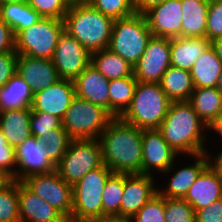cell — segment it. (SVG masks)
Listing matches in <instances>:
<instances>
[{
	"label": "cell",
	"instance_id": "f5cc1de1",
	"mask_svg": "<svg viewBox=\"0 0 222 222\" xmlns=\"http://www.w3.org/2000/svg\"><path fill=\"white\" fill-rule=\"evenodd\" d=\"M92 0H65L67 5L74 6V5H85V4H90Z\"/></svg>",
	"mask_w": 222,
	"mask_h": 222
},
{
	"label": "cell",
	"instance_id": "5b68a950",
	"mask_svg": "<svg viewBox=\"0 0 222 222\" xmlns=\"http://www.w3.org/2000/svg\"><path fill=\"white\" fill-rule=\"evenodd\" d=\"M152 36L144 14L135 12L129 17L114 19L108 49L134 67Z\"/></svg>",
	"mask_w": 222,
	"mask_h": 222
},
{
	"label": "cell",
	"instance_id": "e0dca14e",
	"mask_svg": "<svg viewBox=\"0 0 222 222\" xmlns=\"http://www.w3.org/2000/svg\"><path fill=\"white\" fill-rule=\"evenodd\" d=\"M75 96L73 81L60 79L33 95L31 110L55 115L62 120Z\"/></svg>",
	"mask_w": 222,
	"mask_h": 222
},
{
	"label": "cell",
	"instance_id": "60d3db41",
	"mask_svg": "<svg viewBox=\"0 0 222 222\" xmlns=\"http://www.w3.org/2000/svg\"><path fill=\"white\" fill-rule=\"evenodd\" d=\"M16 153L0 130V172L8 179L16 180Z\"/></svg>",
	"mask_w": 222,
	"mask_h": 222
},
{
	"label": "cell",
	"instance_id": "7402d4cb",
	"mask_svg": "<svg viewBox=\"0 0 222 222\" xmlns=\"http://www.w3.org/2000/svg\"><path fill=\"white\" fill-rule=\"evenodd\" d=\"M210 157L213 156L207 152L193 155L191 158L196 159L195 163L176 169L169 178L166 189H158V193L167 198H184L200 173L210 164Z\"/></svg>",
	"mask_w": 222,
	"mask_h": 222
},
{
	"label": "cell",
	"instance_id": "277c9868",
	"mask_svg": "<svg viewBox=\"0 0 222 222\" xmlns=\"http://www.w3.org/2000/svg\"><path fill=\"white\" fill-rule=\"evenodd\" d=\"M171 103L160 83L137 82L131 104L119 118L138 129H158Z\"/></svg>",
	"mask_w": 222,
	"mask_h": 222
},
{
	"label": "cell",
	"instance_id": "9c48e42d",
	"mask_svg": "<svg viewBox=\"0 0 222 222\" xmlns=\"http://www.w3.org/2000/svg\"><path fill=\"white\" fill-rule=\"evenodd\" d=\"M112 173L103 163L73 185V215L87 219L103 216L101 197L106 181Z\"/></svg>",
	"mask_w": 222,
	"mask_h": 222
},
{
	"label": "cell",
	"instance_id": "bcb514c9",
	"mask_svg": "<svg viewBox=\"0 0 222 222\" xmlns=\"http://www.w3.org/2000/svg\"><path fill=\"white\" fill-rule=\"evenodd\" d=\"M166 0H133L134 9L136 13L143 14L151 7L161 4Z\"/></svg>",
	"mask_w": 222,
	"mask_h": 222
},
{
	"label": "cell",
	"instance_id": "ee69618b",
	"mask_svg": "<svg viewBox=\"0 0 222 222\" xmlns=\"http://www.w3.org/2000/svg\"><path fill=\"white\" fill-rule=\"evenodd\" d=\"M195 222H222V198L195 212Z\"/></svg>",
	"mask_w": 222,
	"mask_h": 222
},
{
	"label": "cell",
	"instance_id": "44dd1931",
	"mask_svg": "<svg viewBox=\"0 0 222 222\" xmlns=\"http://www.w3.org/2000/svg\"><path fill=\"white\" fill-rule=\"evenodd\" d=\"M109 82L91 64L73 81L75 95L109 112Z\"/></svg>",
	"mask_w": 222,
	"mask_h": 222
},
{
	"label": "cell",
	"instance_id": "9f6ffc18",
	"mask_svg": "<svg viewBox=\"0 0 222 222\" xmlns=\"http://www.w3.org/2000/svg\"><path fill=\"white\" fill-rule=\"evenodd\" d=\"M7 180L8 178L0 172V186L4 184Z\"/></svg>",
	"mask_w": 222,
	"mask_h": 222
},
{
	"label": "cell",
	"instance_id": "4dcf8cb0",
	"mask_svg": "<svg viewBox=\"0 0 222 222\" xmlns=\"http://www.w3.org/2000/svg\"><path fill=\"white\" fill-rule=\"evenodd\" d=\"M42 16L27 2L6 3L0 5V19L12 28L16 36L21 30L37 23Z\"/></svg>",
	"mask_w": 222,
	"mask_h": 222
},
{
	"label": "cell",
	"instance_id": "9a60e30c",
	"mask_svg": "<svg viewBox=\"0 0 222 222\" xmlns=\"http://www.w3.org/2000/svg\"><path fill=\"white\" fill-rule=\"evenodd\" d=\"M148 28L155 37H181V0H166L144 13Z\"/></svg>",
	"mask_w": 222,
	"mask_h": 222
},
{
	"label": "cell",
	"instance_id": "2e32d148",
	"mask_svg": "<svg viewBox=\"0 0 222 222\" xmlns=\"http://www.w3.org/2000/svg\"><path fill=\"white\" fill-rule=\"evenodd\" d=\"M154 177L153 175L124 173V192L120 204L121 217L132 218L158 193Z\"/></svg>",
	"mask_w": 222,
	"mask_h": 222
},
{
	"label": "cell",
	"instance_id": "83f0119b",
	"mask_svg": "<svg viewBox=\"0 0 222 222\" xmlns=\"http://www.w3.org/2000/svg\"><path fill=\"white\" fill-rule=\"evenodd\" d=\"M222 71V61L210 46L194 63L190 70L194 88L216 87Z\"/></svg>",
	"mask_w": 222,
	"mask_h": 222
},
{
	"label": "cell",
	"instance_id": "ffe728a7",
	"mask_svg": "<svg viewBox=\"0 0 222 222\" xmlns=\"http://www.w3.org/2000/svg\"><path fill=\"white\" fill-rule=\"evenodd\" d=\"M21 222H60L63 214L18 181Z\"/></svg>",
	"mask_w": 222,
	"mask_h": 222
},
{
	"label": "cell",
	"instance_id": "b9f144b4",
	"mask_svg": "<svg viewBox=\"0 0 222 222\" xmlns=\"http://www.w3.org/2000/svg\"><path fill=\"white\" fill-rule=\"evenodd\" d=\"M222 37V0L210 1L206 20V38Z\"/></svg>",
	"mask_w": 222,
	"mask_h": 222
},
{
	"label": "cell",
	"instance_id": "11a10c76",
	"mask_svg": "<svg viewBox=\"0 0 222 222\" xmlns=\"http://www.w3.org/2000/svg\"><path fill=\"white\" fill-rule=\"evenodd\" d=\"M216 88L222 93V71L218 77Z\"/></svg>",
	"mask_w": 222,
	"mask_h": 222
},
{
	"label": "cell",
	"instance_id": "f1b7e54d",
	"mask_svg": "<svg viewBox=\"0 0 222 222\" xmlns=\"http://www.w3.org/2000/svg\"><path fill=\"white\" fill-rule=\"evenodd\" d=\"M160 85L172 102L188 101L194 91L190 71L174 66L165 71Z\"/></svg>",
	"mask_w": 222,
	"mask_h": 222
},
{
	"label": "cell",
	"instance_id": "816d5d0a",
	"mask_svg": "<svg viewBox=\"0 0 222 222\" xmlns=\"http://www.w3.org/2000/svg\"><path fill=\"white\" fill-rule=\"evenodd\" d=\"M207 129L214 130L216 133L222 136V116L218 118L217 120L213 121Z\"/></svg>",
	"mask_w": 222,
	"mask_h": 222
},
{
	"label": "cell",
	"instance_id": "74e56055",
	"mask_svg": "<svg viewBox=\"0 0 222 222\" xmlns=\"http://www.w3.org/2000/svg\"><path fill=\"white\" fill-rule=\"evenodd\" d=\"M165 197L155 194L132 218L131 222H165Z\"/></svg>",
	"mask_w": 222,
	"mask_h": 222
},
{
	"label": "cell",
	"instance_id": "ab89813d",
	"mask_svg": "<svg viewBox=\"0 0 222 222\" xmlns=\"http://www.w3.org/2000/svg\"><path fill=\"white\" fill-rule=\"evenodd\" d=\"M27 3L42 17L59 20H64L69 7L65 0H28Z\"/></svg>",
	"mask_w": 222,
	"mask_h": 222
},
{
	"label": "cell",
	"instance_id": "8fae6325",
	"mask_svg": "<svg viewBox=\"0 0 222 222\" xmlns=\"http://www.w3.org/2000/svg\"><path fill=\"white\" fill-rule=\"evenodd\" d=\"M51 61L60 79L74 81L91 63V53L64 30Z\"/></svg>",
	"mask_w": 222,
	"mask_h": 222
},
{
	"label": "cell",
	"instance_id": "5bb4252c",
	"mask_svg": "<svg viewBox=\"0 0 222 222\" xmlns=\"http://www.w3.org/2000/svg\"><path fill=\"white\" fill-rule=\"evenodd\" d=\"M16 180L23 181L32 175L50 173L56 167L49 160L41 140L35 136L25 139L16 149Z\"/></svg>",
	"mask_w": 222,
	"mask_h": 222
},
{
	"label": "cell",
	"instance_id": "3957f363",
	"mask_svg": "<svg viewBox=\"0 0 222 222\" xmlns=\"http://www.w3.org/2000/svg\"><path fill=\"white\" fill-rule=\"evenodd\" d=\"M114 19L90 4L68 7L64 30L90 53L108 48Z\"/></svg>",
	"mask_w": 222,
	"mask_h": 222
},
{
	"label": "cell",
	"instance_id": "7dc6e473",
	"mask_svg": "<svg viewBox=\"0 0 222 222\" xmlns=\"http://www.w3.org/2000/svg\"><path fill=\"white\" fill-rule=\"evenodd\" d=\"M91 222H131L129 218L117 215L101 216L91 219Z\"/></svg>",
	"mask_w": 222,
	"mask_h": 222
},
{
	"label": "cell",
	"instance_id": "d6a6232c",
	"mask_svg": "<svg viewBox=\"0 0 222 222\" xmlns=\"http://www.w3.org/2000/svg\"><path fill=\"white\" fill-rule=\"evenodd\" d=\"M0 222H21L18 181L8 179L0 186Z\"/></svg>",
	"mask_w": 222,
	"mask_h": 222
},
{
	"label": "cell",
	"instance_id": "d590c367",
	"mask_svg": "<svg viewBox=\"0 0 222 222\" xmlns=\"http://www.w3.org/2000/svg\"><path fill=\"white\" fill-rule=\"evenodd\" d=\"M165 222H195V211L183 198L165 197Z\"/></svg>",
	"mask_w": 222,
	"mask_h": 222
},
{
	"label": "cell",
	"instance_id": "484cf974",
	"mask_svg": "<svg viewBox=\"0 0 222 222\" xmlns=\"http://www.w3.org/2000/svg\"><path fill=\"white\" fill-rule=\"evenodd\" d=\"M188 102L207 127L222 116V93L216 87L194 88Z\"/></svg>",
	"mask_w": 222,
	"mask_h": 222
},
{
	"label": "cell",
	"instance_id": "4fadbf2b",
	"mask_svg": "<svg viewBox=\"0 0 222 222\" xmlns=\"http://www.w3.org/2000/svg\"><path fill=\"white\" fill-rule=\"evenodd\" d=\"M177 156L158 129L143 130L141 174L153 175L154 169L171 173Z\"/></svg>",
	"mask_w": 222,
	"mask_h": 222
},
{
	"label": "cell",
	"instance_id": "cb8c5ba5",
	"mask_svg": "<svg viewBox=\"0 0 222 222\" xmlns=\"http://www.w3.org/2000/svg\"><path fill=\"white\" fill-rule=\"evenodd\" d=\"M31 109L8 110L0 113V130L7 142L15 149L32 136L30 129Z\"/></svg>",
	"mask_w": 222,
	"mask_h": 222
},
{
	"label": "cell",
	"instance_id": "30bf717a",
	"mask_svg": "<svg viewBox=\"0 0 222 222\" xmlns=\"http://www.w3.org/2000/svg\"><path fill=\"white\" fill-rule=\"evenodd\" d=\"M22 183L63 215L72 214L73 186L66 183L60 177L57 170L50 173L32 175L25 178Z\"/></svg>",
	"mask_w": 222,
	"mask_h": 222
},
{
	"label": "cell",
	"instance_id": "7bdbcfd3",
	"mask_svg": "<svg viewBox=\"0 0 222 222\" xmlns=\"http://www.w3.org/2000/svg\"><path fill=\"white\" fill-rule=\"evenodd\" d=\"M17 56L16 51L0 55V87L4 86L17 73Z\"/></svg>",
	"mask_w": 222,
	"mask_h": 222
},
{
	"label": "cell",
	"instance_id": "1f68e13d",
	"mask_svg": "<svg viewBox=\"0 0 222 222\" xmlns=\"http://www.w3.org/2000/svg\"><path fill=\"white\" fill-rule=\"evenodd\" d=\"M137 80L134 75L109 82V113L119 118L130 106L135 94Z\"/></svg>",
	"mask_w": 222,
	"mask_h": 222
},
{
	"label": "cell",
	"instance_id": "f6af8a7d",
	"mask_svg": "<svg viewBox=\"0 0 222 222\" xmlns=\"http://www.w3.org/2000/svg\"><path fill=\"white\" fill-rule=\"evenodd\" d=\"M15 51V35L12 28L0 19V55Z\"/></svg>",
	"mask_w": 222,
	"mask_h": 222
},
{
	"label": "cell",
	"instance_id": "7a4b0ae2",
	"mask_svg": "<svg viewBox=\"0 0 222 222\" xmlns=\"http://www.w3.org/2000/svg\"><path fill=\"white\" fill-rule=\"evenodd\" d=\"M206 128L208 127L199 118L192 105L188 101H180L170 104L158 130L178 155L191 157L209 153L205 148Z\"/></svg>",
	"mask_w": 222,
	"mask_h": 222
},
{
	"label": "cell",
	"instance_id": "4316f807",
	"mask_svg": "<svg viewBox=\"0 0 222 222\" xmlns=\"http://www.w3.org/2000/svg\"><path fill=\"white\" fill-rule=\"evenodd\" d=\"M33 92L23 78L15 73L0 87V113L8 110L31 109Z\"/></svg>",
	"mask_w": 222,
	"mask_h": 222
},
{
	"label": "cell",
	"instance_id": "836d02e7",
	"mask_svg": "<svg viewBox=\"0 0 222 222\" xmlns=\"http://www.w3.org/2000/svg\"><path fill=\"white\" fill-rule=\"evenodd\" d=\"M124 192V173H112L102 194L103 216H120L121 197Z\"/></svg>",
	"mask_w": 222,
	"mask_h": 222
},
{
	"label": "cell",
	"instance_id": "ac0fdd59",
	"mask_svg": "<svg viewBox=\"0 0 222 222\" xmlns=\"http://www.w3.org/2000/svg\"><path fill=\"white\" fill-rule=\"evenodd\" d=\"M17 74L30 86L33 94L60 80L51 59L35 58L18 54Z\"/></svg>",
	"mask_w": 222,
	"mask_h": 222
},
{
	"label": "cell",
	"instance_id": "681fc988",
	"mask_svg": "<svg viewBox=\"0 0 222 222\" xmlns=\"http://www.w3.org/2000/svg\"><path fill=\"white\" fill-rule=\"evenodd\" d=\"M211 47L215 50L217 57L222 61V37L212 40Z\"/></svg>",
	"mask_w": 222,
	"mask_h": 222
},
{
	"label": "cell",
	"instance_id": "f546056e",
	"mask_svg": "<svg viewBox=\"0 0 222 222\" xmlns=\"http://www.w3.org/2000/svg\"><path fill=\"white\" fill-rule=\"evenodd\" d=\"M90 64L108 80L133 75V66L108 48L92 52Z\"/></svg>",
	"mask_w": 222,
	"mask_h": 222
},
{
	"label": "cell",
	"instance_id": "c3c4849f",
	"mask_svg": "<svg viewBox=\"0 0 222 222\" xmlns=\"http://www.w3.org/2000/svg\"><path fill=\"white\" fill-rule=\"evenodd\" d=\"M210 164L222 177V151L214 159L210 158Z\"/></svg>",
	"mask_w": 222,
	"mask_h": 222
},
{
	"label": "cell",
	"instance_id": "8992f818",
	"mask_svg": "<svg viewBox=\"0 0 222 222\" xmlns=\"http://www.w3.org/2000/svg\"><path fill=\"white\" fill-rule=\"evenodd\" d=\"M113 119L106 109L75 96L62 126L73 140L98 139Z\"/></svg>",
	"mask_w": 222,
	"mask_h": 222
},
{
	"label": "cell",
	"instance_id": "7c38bea8",
	"mask_svg": "<svg viewBox=\"0 0 222 222\" xmlns=\"http://www.w3.org/2000/svg\"><path fill=\"white\" fill-rule=\"evenodd\" d=\"M170 66V38L152 36L141 58L133 67V75L138 82L160 83Z\"/></svg>",
	"mask_w": 222,
	"mask_h": 222
},
{
	"label": "cell",
	"instance_id": "ba28073f",
	"mask_svg": "<svg viewBox=\"0 0 222 222\" xmlns=\"http://www.w3.org/2000/svg\"><path fill=\"white\" fill-rule=\"evenodd\" d=\"M103 164L98 139L72 140L56 170L69 185H75L89 171Z\"/></svg>",
	"mask_w": 222,
	"mask_h": 222
},
{
	"label": "cell",
	"instance_id": "52a82bcc",
	"mask_svg": "<svg viewBox=\"0 0 222 222\" xmlns=\"http://www.w3.org/2000/svg\"><path fill=\"white\" fill-rule=\"evenodd\" d=\"M63 31L64 20L42 17L15 36V51L30 57L51 59Z\"/></svg>",
	"mask_w": 222,
	"mask_h": 222
},
{
	"label": "cell",
	"instance_id": "e575fe53",
	"mask_svg": "<svg viewBox=\"0 0 222 222\" xmlns=\"http://www.w3.org/2000/svg\"><path fill=\"white\" fill-rule=\"evenodd\" d=\"M39 140L42 141L44 148L48 153L49 160L56 167L60 163L73 139L61 125L57 129H52L51 133L44 135V139Z\"/></svg>",
	"mask_w": 222,
	"mask_h": 222
},
{
	"label": "cell",
	"instance_id": "f907efd6",
	"mask_svg": "<svg viewBox=\"0 0 222 222\" xmlns=\"http://www.w3.org/2000/svg\"><path fill=\"white\" fill-rule=\"evenodd\" d=\"M60 222H91V219L78 217L73 214L63 215L62 220Z\"/></svg>",
	"mask_w": 222,
	"mask_h": 222
},
{
	"label": "cell",
	"instance_id": "f35d334b",
	"mask_svg": "<svg viewBox=\"0 0 222 222\" xmlns=\"http://www.w3.org/2000/svg\"><path fill=\"white\" fill-rule=\"evenodd\" d=\"M62 125V120L55 115L32 111L30 116V129L32 136L44 139V135L51 133Z\"/></svg>",
	"mask_w": 222,
	"mask_h": 222
},
{
	"label": "cell",
	"instance_id": "603a6c76",
	"mask_svg": "<svg viewBox=\"0 0 222 222\" xmlns=\"http://www.w3.org/2000/svg\"><path fill=\"white\" fill-rule=\"evenodd\" d=\"M211 46L206 37L170 38L171 66L190 71L196 60Z\"/></svg>",
	"mask_w": 222,
	"mask_h": 222
},
{
	"label": "cell",
	"instance_id": "d6986e66",
	"mask_svg": "<svg viewBox=\"0 0 222 222\" xmlns=\"http://www.w3.org/2000/svg\"><path fill=\"white\" fill-rule=\"evenodd\" d=\"M222 198V177L209 164L185 194V199L196 212Z\"/></svg>",
	"mask_w": 222,
	"mask_h": 222
},
{
	"label": "cell",
	"instance_id": "8d00e7d4",
	"mask_svg": "<svg viewBox=\"0 0 222 222\" xmlns=\"http://www.w3.org/2000/svg\"><path fill=\"white\" fill-rule=\"evenodd\" d=\"M90 5L113 19L129 17L135 13L133 0H92Z\"/></svg>",
	"mask_w": 222,
	"mask_h": 222
},
{
	"label": "cell",
	"instance_id": "db71d44e",
	"mask_svg": "<svg viewBox=\"0 0 222 222\" xmlns=\"http://www.w3.org/2000/svg\"><path fill=\"white\" fill-rule=\"evenodd\" d=\"M25 2H28V0H0V5L6 3H25Z\"/></svg>",
	"mask_w": 222,
	"mask_h": 222
},
{
	"label": "cell",
	"instance_id": "d4e9b609",
	"mask_svg": "<svg viewBox=\"0 0 222 222\" xmlns=\"http://www.w3.org/2000/svg\"><path fill=\"white\" fill-rule=\"evenodd\" d=\"M208 0H181L182 27L181 37H206Z\"/></svg>",
	"mask_w": 222,
	"mask_h": 222
},
{
	"label": "cell",
	"instance_id": "6da1fadb",
	"mask_svg": "<svg viewBox=\"0 0 222 222\" xmlns=\"http://www.w3.org/2000/svg\"><path fill=\"white\" fill-rule=\"evenodd\" d=\"M143 130L114 118L98 138L103 163L113 173L141 174Z\"/></svg>",
	"mask_w": 222,
	"mask_h": 222
}]
</instances>
